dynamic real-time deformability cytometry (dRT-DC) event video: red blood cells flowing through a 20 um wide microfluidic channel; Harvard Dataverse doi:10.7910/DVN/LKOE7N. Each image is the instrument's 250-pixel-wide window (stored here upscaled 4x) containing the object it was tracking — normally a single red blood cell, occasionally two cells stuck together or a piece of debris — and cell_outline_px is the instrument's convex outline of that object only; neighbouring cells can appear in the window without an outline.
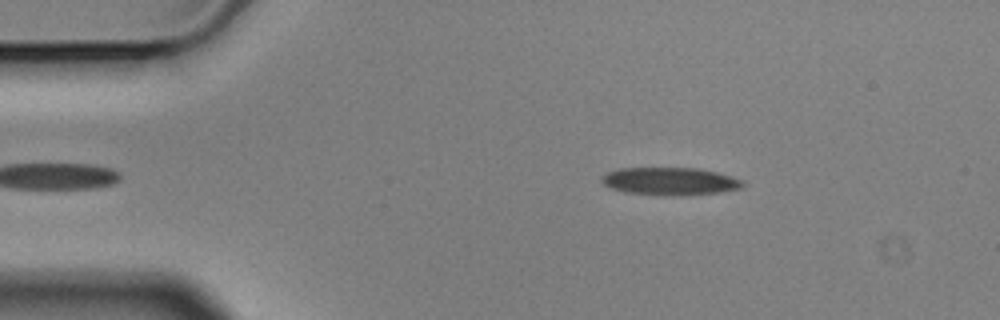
{"species": "Egyptian fruit bat (a non-hibernating species)", "species_latin": "Rousettus aegyptiacus", "temperature_condition": "cold", "stored_images_in_passage": 2, "camera_frame_rate_fps": 3000, "um_per_image_px": 0.085, "animal": {"sex": "male"}, "frame": {"image": 1, "passage_image": 2, "time_ms": 0.333, "image_size_px": [1000, 320], "cell_outline_px": [[744, 184], [740, 188], [720, 192], [624, 192], [612, 188], [604, 184], [600, 180], [600, 176], [608, 172], [620, 168], [696, 168], [716, 172], [732, 176], [744, 180]], "centroid_in_image_um": [56.93, 15.33], "position_along_channel_um": 28.1, "area_um2": 21.33}}